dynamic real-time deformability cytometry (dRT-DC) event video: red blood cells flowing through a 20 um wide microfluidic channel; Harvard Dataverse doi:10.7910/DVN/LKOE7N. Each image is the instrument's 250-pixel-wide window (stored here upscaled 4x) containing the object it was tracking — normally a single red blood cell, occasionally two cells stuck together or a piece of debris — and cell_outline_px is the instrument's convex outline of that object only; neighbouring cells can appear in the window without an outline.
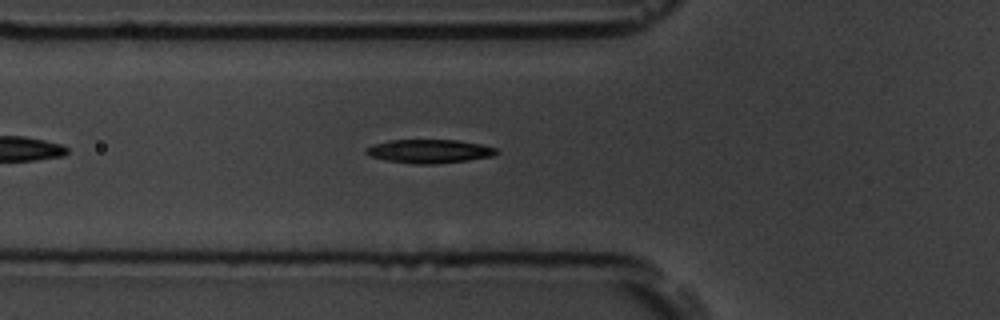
{"species": "common noctule bat (a hibernating species)", "species_latin": "Nyctalus noctula", "temperature_condition": "room temperature", "stored_images_in_passage": 37, "camera_frame_rate_fps": 3000, "um_per_image_px": 0.085, "animal": {"sex": "male", "body_mass_g": 19.5, "forearm_length_mm": 54.6}, "frame": {"image": 1, "passage_image": 7, "time_ms": 2.0, "image_size_px": [1000, 320], "cell_outline_px": [[500, 152], [492, 156], [468, 160], [432, 164], [412, 164], [384, 160], [368, 156], [364, 152], [364, 148], [372, 144], [388, 140], [456, 140], [480, 144], [496, 148]], "centroid_in_image_um": [36.42, 12.86], "position_along_channel_um": 89.4, "area_um2": 18.15}}
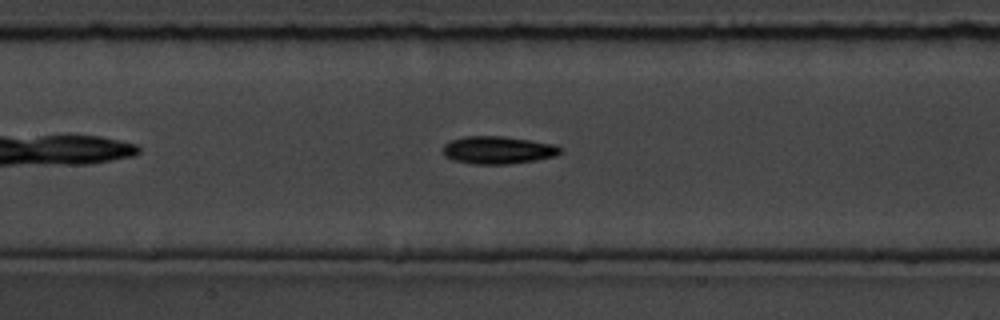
{"frame": {"image": 2, "passage_image": 13, "time_ms": 4.0, "image_size_px": [1000, 320], "cell_outline_px": [[560, 152], [556, 156], [536, 160], [508, 164], [472, 164], [452, 160], [444, 156], [444, 144], [452, 140], [464, 136], [504, 136], [556, 144], [560, 148]], "centroid_in_image_um": [42.32, 12.75], "position_along_channel_um": 165.1, "area_um2": 18.96}}
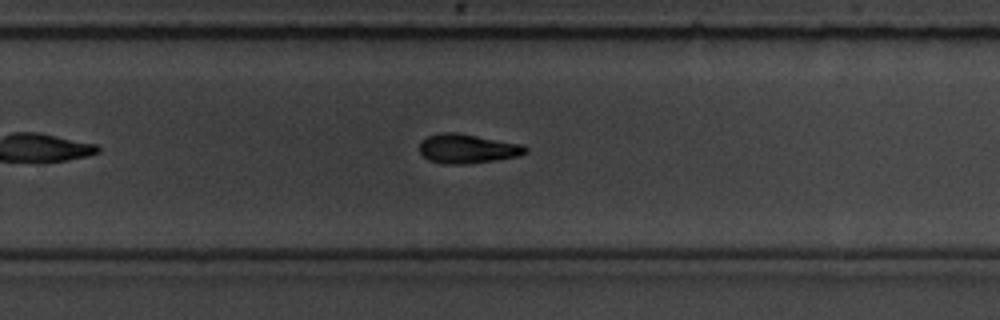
{"frame": {"image": 3, "passage_image": 23, "time_ms": 7.333, "image_size_px": [1000, 320], "cell_outline_px": [[528, 152], [520, 156], [496, 160], [464, 164], [444, 164], [428, 160], [420, 152], [420, 140], [428, 136], [440, 132], [456, 132], [524, 144], [528, 148]], "centroid_in_image_um": [39.76, 12.63], "position_along_channel_um": 290.0, "area_um2": 18.32}, "authors_computed_cell_mechanics": {"area_um2": 18.1492, "velocity_mm_per_s": 3.7709, "shape_relaxation_time_tau1_ms": 3.3842, "shape_relaxation_time_tau2_ms": null, "deformation_change_tau1": 0.1497, "deformation_change_tau2": null}}